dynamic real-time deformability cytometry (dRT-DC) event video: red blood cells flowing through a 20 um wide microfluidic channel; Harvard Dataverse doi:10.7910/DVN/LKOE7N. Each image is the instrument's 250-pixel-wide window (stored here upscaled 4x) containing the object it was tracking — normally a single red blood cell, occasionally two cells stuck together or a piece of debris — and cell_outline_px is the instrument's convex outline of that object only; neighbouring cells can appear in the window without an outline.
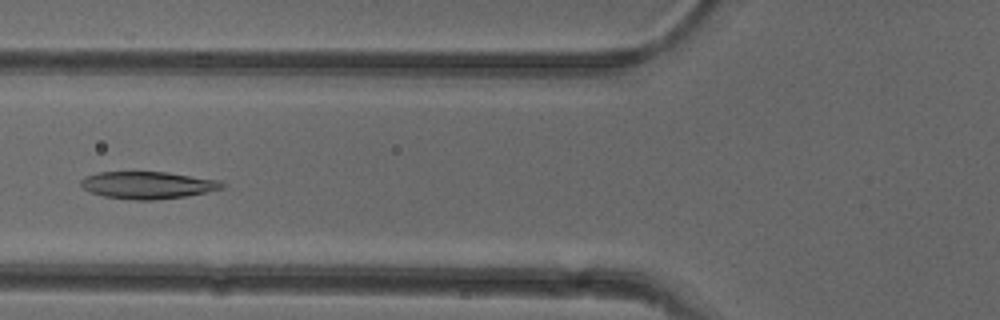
{"species": "common noctule bat (a hibernating species)", "species_latin": "Nyctalus noctula", "temperature_condition": "cold", "stored_images_in_passage": 51, "camera_frame_rate_fps": 3000, "um_per_image_px": 0.085, "animal": {"sex": "female"}, "frame": {"image": 1, "passage_image": 19, "time_ms": 6.0, "image_size_px": [1000, 320], "cell_outline_px": [[224, 188], [184, 196], [156, 200], [136, 200], [104, 196], [88, 192], [80, 184], [80, 180], [96, 172], [168, 172], [220, 180], [224, 184]], "centroid_in_image_um": [12.54, 15.73], "position_along_channel_um": 113.3, "area_um2": 22.31}}
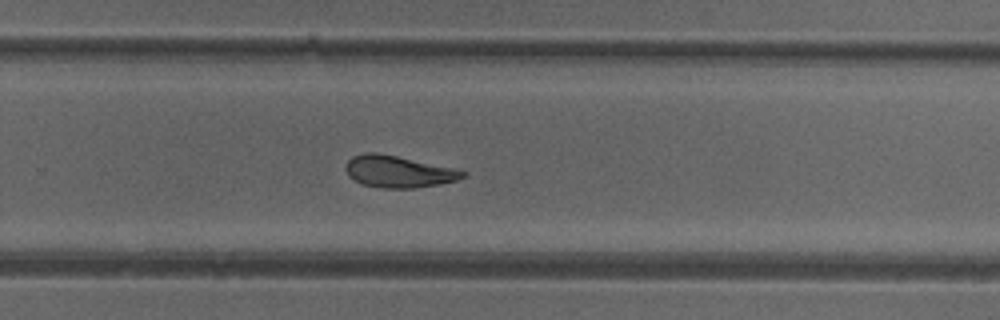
{"frame": {"image": 2, "passage_image": 33, "time_ms": 10.667, "image_size_px": [1000, 320], "cell_outline_px": [[468, 172], [464, 176], [456, 180], [440, 184], [416, 188], [380, 188], [364, 184], [348, 176], [344, 168], [348, 160], [352, 156], [368, 152], [376, 152], [460, 168]], "centroid_in_image_um": [33.91, 14.57], "position_along_channel_um": 295.9, "area_um2": 21.96}}
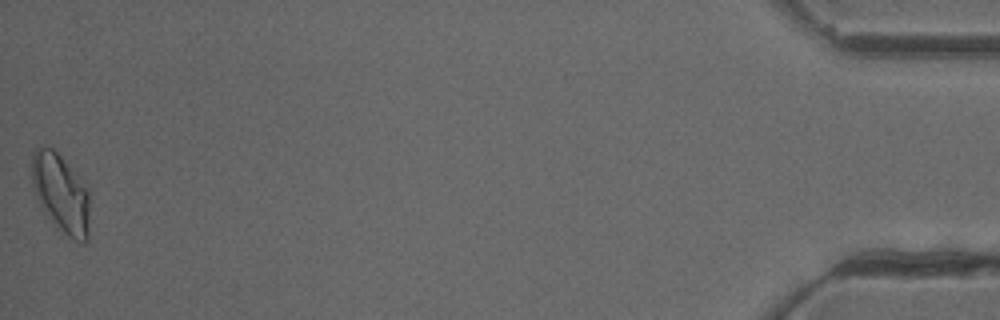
{"frame": {"image": 3, "passage_image": 51, "time_ms": 16.667, "image_size_px": [1000, 320], "cell_outline_px": [[88, 240], [84, 244], [80, 244], [56, 228], [40, 204], [36, 196], [28, 172], [32, 152], [36, 148], [52, 148], [60, 156], [88, 188]], "centroid_in_image_um": [5.13, 16.44], "position_along_channel_um": 430.1, "area_um2": 26.65}, "authors_computed_cell_mechanics": {"area_um2": 22.7154, "velocity_mm_per_s": 3.9172, "shape_relaxation_time_tau1_ms": null, "shape_relaxation_time_tau2_ms": 3.376, "deformation_change_tau1": null, "deformation_change_tau2": 0.0956}}